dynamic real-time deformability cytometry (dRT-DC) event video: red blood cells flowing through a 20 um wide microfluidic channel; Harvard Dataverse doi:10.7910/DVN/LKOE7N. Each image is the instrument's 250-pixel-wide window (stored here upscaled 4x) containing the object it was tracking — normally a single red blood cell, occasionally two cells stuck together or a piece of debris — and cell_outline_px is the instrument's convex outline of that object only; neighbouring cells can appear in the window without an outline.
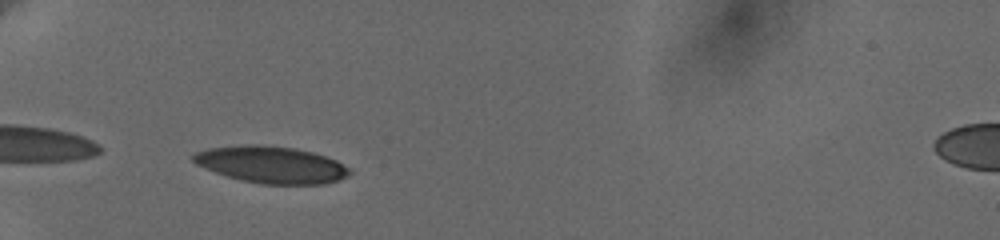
{"species": "human", "species_latin": "Homo sapiens", "temperature_condition": "cold", "stored_images_in_passage": 35, "camera_frame_rate_fps": 3000, "um_per_image_px": 0.085, "donor": {"sex": "female"}, "frame": {"image": 1, "passage_image": 1, "time_ms": 0.0, "image_size_px": [1000, 240], "cell_outline_px": [[352, 172], [348, 176], [324, 184], [260, 184], [228, 176], [216, 172], [196, 164], [192, 160], [192, 156], [196, 152], [208, 148], [244, 144], [260, 144], [292, 148], [312, 152], [336, 160], [352, 168]], "centroid_in_image_um": [23.08, 13.99], "position_along_channel_um": 61.9, "area_um2": 33.47}}
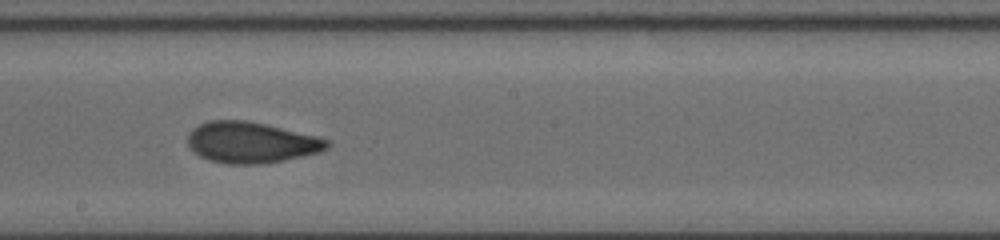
{"frame": {"image": 2, "passage_image": 16, "time_ms": 5.0, "image_size_px": [1000, 240], "cell_outline_px": [[332, 144], [328, 148], [320, 152], [284, 160], [260, 164], [228, 164], [212, 160], [200, 156], [188, 144], [188, 132], [192, 128], [208, 120], [248, 120], [316, 136], [328, 140]], "centroid_in_image_um": [21.35, 12.1], "position_along_channel_um": 226.8, "area_um2": 33.18}}
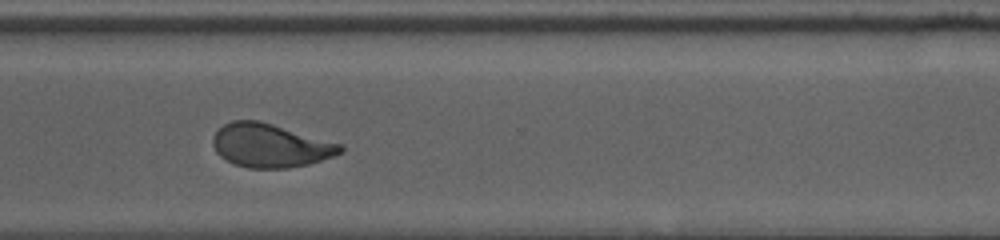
{"frame": {"image": 3, "passage_image": 26, "time_ms": 8.333, "image_size_px": [1000, 240], "cell_outline_px": [[344, 152], [308, 164], [288, 168], [248, 168], [236, 164], [220, 156], [216, 152], [212, 144], [212, 136], [224, 124], [232, 120], [256, 120], [272, 124], [344, 144]], "centroid_in_image_um": [22.99, 12.37], "position_along_channel_um": 347.6, "area_um2": 32.31}, "authors_computed_cell_mechanics": {"area_um2": 33.0616, "velocity_mm_per_s": 3.6315, "shape_relaxation_time_tau1_ms": 6.7804, "shape_relaxation_time_tau2_ms": 1.4282, "deformation_change_tau1": 0.1837, "deformation_change_tau2": 0.0778}}